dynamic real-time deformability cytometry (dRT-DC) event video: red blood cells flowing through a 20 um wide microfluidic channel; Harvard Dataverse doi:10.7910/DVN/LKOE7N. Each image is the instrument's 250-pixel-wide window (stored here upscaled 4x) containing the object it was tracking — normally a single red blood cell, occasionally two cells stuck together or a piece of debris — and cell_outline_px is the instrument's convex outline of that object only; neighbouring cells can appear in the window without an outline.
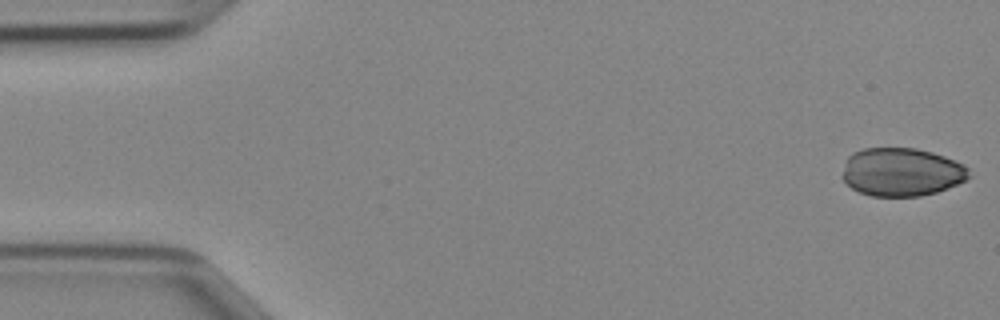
{"species": "Egyptian fruit bat (a non-hibernating species)", "species_latin": "Rousettus aegyptiacus", "temperature_condition": "cold", "stored_images_in_passage": 9, "camera_frame_rate_fps": 3000, "um_per_image_px": 0.085, "animal": {"sex": "female"}, "frame": {"image": 1, "passage_image": 1, "time_ms": 0.0, "image_size_px": [1000, 320], "cell_outline_px": [[972, 176], [956, 184], [936, 192], [920, 196], [872, 196], [860, 192], [852, 188], [840, 176], [848, 156], [852, 152], [864, 148], [916, 148], [932, 152], [944, 156], [964, 164], [968, 168]], "centroid_in_image_um": [76.62, 14.61], "position_along_channel_um": 8.4, "area_um2": 35.72}}